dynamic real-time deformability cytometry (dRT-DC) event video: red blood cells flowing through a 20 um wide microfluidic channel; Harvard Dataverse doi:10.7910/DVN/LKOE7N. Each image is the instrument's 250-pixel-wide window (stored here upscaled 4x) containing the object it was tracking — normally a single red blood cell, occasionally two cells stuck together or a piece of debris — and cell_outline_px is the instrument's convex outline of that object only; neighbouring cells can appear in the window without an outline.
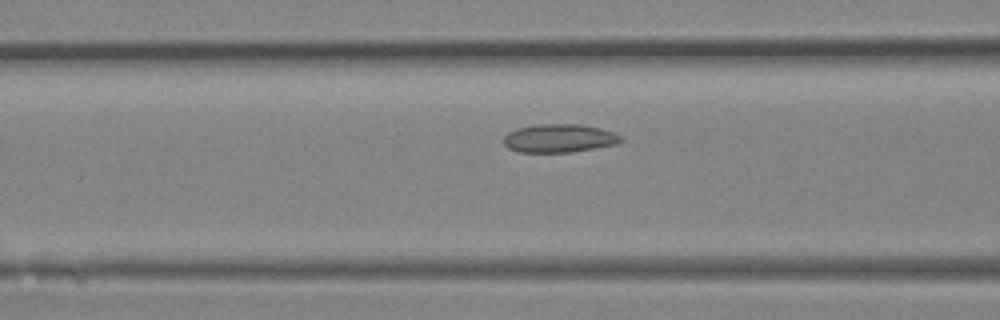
{"species": "Egyptian fruit bat (a non-hibernating species)", "species_latin": "Rousettus aegyptiacus", "temperature_condition": "room temperature", "stored_images_in_passage": 24, "camera_frame_rate_fps": 3000, "um_per_image_px": 0.085, "animal": {"sex": "female"}, "frame": {"image": 1, "passage_image": 5, "time_ms": 1.333, "image_size_px": [1000, 320], "cell_outline_px": [[624, 140], [616, 144], [572, 152], [516, 152], [508, 148], [504, 144], [504, 136], [508, 132], [516, 128], [536, 124], [580, 124], [600, 128], [624, 136]], "centroid_in_image_um": [47.53, 11.75], "position_along_channel_um": 119.1, "area_um2": 19.54}}
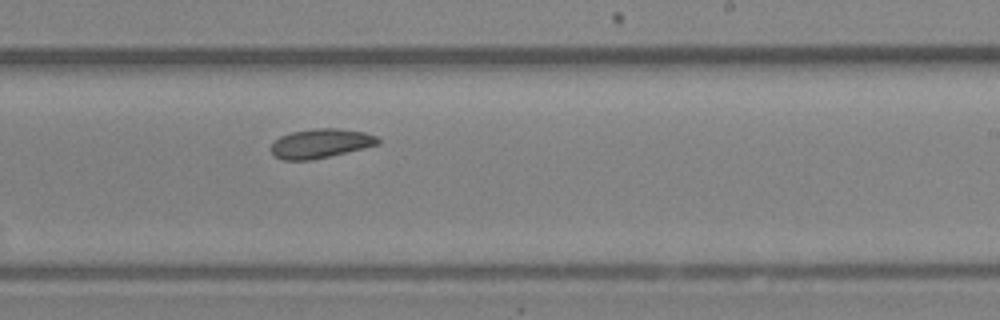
{"frame": {"image": 2, "passage_image": 13, "time_ms": 4.0, "image_size_px": [1000, 320], "cell_outline_px": [[380, 144], [364, 148], [312, 160], [284, 160], [276, 156], [272, 152], [272, 144], [280, 136], [292, 132], [316, 128], [336, 128], [364, 132], [376, 136], [380, 140]], "centroid_in_image_um": [27.28, 12.19], "position_along_channel_um": 261.7, "area_um2": 18.03}}
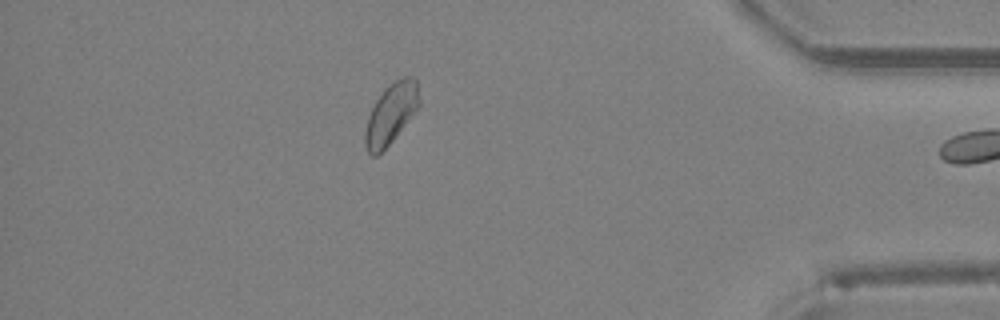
{"frame": {"image": 3, "passage_image": 23, "time_ms": 7.333, "image_size_px": [1000, 320], "cell_outline_px": [[420, 104], [392, 140], [376, 156], [372, 156], [368, 152], [364, 144], [364, 132], [368, 116], [376, 100], [384, 88], [396, 80], [404, 76], [412, 76], [416, 80], [420, 100]], "centroid_in_image_um": [33.21, 9.64], "position_along_channel_um": 402.0, "area_um2": 18.73}}